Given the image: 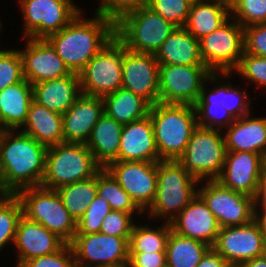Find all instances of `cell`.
Returning <instances> with one entry per match:
<instances>
[{"label":"cell","instance_id":"31","mask_svg":"<svg viewBox=\"0 0 266 267\" xmlns=\"http://www.w3.org/2000/svg\"><path fill=\"white\" fill-rule=\"evenodd\" d=\"M102 99L104 113L122 125L149 115L151 105L142 97L122 87Z\"/></svg>","mask_w":266,"mask_h":267},{"label":"cell","instance_id":"41","mask_svg":"<svg viewBox=\"0 0 266 267\" xmlns=\"http://www.w3.org/2000/svg\"><path fill=\"white\" fill-rule=\"evenodd\" d=\"M23 80V60L19 50H0V91Z\"/></svg>","mask_w":266,"mask_h":267},{"label":"cell","instance_id":"5","mask_svg":"<svg viewBox=\"0 0 266 267\" xmlns=\"http://www.w3.org/2000/svg\"><path fill=\"white\" fill-rule=\"evenodd\" d=\"M198 183L178 161L157 162L156 196L147 215L170 223L196 196Z\"/></svg>","mask_w":266,"mask_h":267},{"label":"cell","instance_id":"15","mask_svg":"<svg viewBox=\"0 0 266 267\" xmlns=\"http://www.w3.org/2000/svg\"><path fill=\"white\" fill-rule=\"evenodd\" d=\"M129 238L102 233L75 234L69 244L77 267H96L129 260Z\"/></svg>","mask_w":266,"mask_h":267},{"label":"cell","instance_id":"32","mask_svg":"<svg viewBox=\"0 0 266 267\" xmlns=\"http://www.w3.org/2000/svg\"><path fill=\"white\" fill-rule=\"evenodd\" d=\"M211 247L171 230L166 247V267H196Z\"/></svg>","mask_w":266,"mask_h":267},{"label":"cell","instance_id":"21","mask_svg":"<svg viewBox=\"0 0 266 267\" xmlns=\"http://www.w3.org/2000/svg\"><path fill=\"white\" fill-rule=\"evenodd\" d=\"M13 244L18 251L16 267H21L27 260L55 253L67 243L41 223L31 221L22 215Z\"/></svg>","mask_w":266,"mask_h":267},{"label":"cell","instance_id":"44","mask_svg":"<svg viewBox=\"0 0 266 267\" xmlns=\"http://www.w3.org/2000/svg\"><path fill=\"white\" fill-rule=\"evenodd\" d=\"M132 217L131 213L111 210L101 223L100 233L116 237H130L134 226Z\"/></svg>","mask_w":266,"mask_h":267},{"label":"cell","instance_id":"2","mask_svg":"<svg viewBox=\"0 0 266 267\" xmlns=\"http://www.w3.org/2000/svg\"><path fill=\"white\" fill-rule=\"evenodd\" d=\"M15 131L3 130L0 135V194L41 186L45 175L47 147Z\"/></svg>","mask_w":266,"mask_h":267},{"label":"cell","instance_id":"48","mask_svg":"<svg viewBox=\"0 0 266 267\" xmlns=\"http://www.w3.org/2000/svg\"><path fill=\"white\" fill-rule=\"evenodd\" d=\"M149 0H101L95 11L116 17L121 11L135 5H145Z\"/></svg>","mask_w":266,"mask_h":267},{"label":"cell","instance_id":"35","mask_svg":"<svg viewBox=\"0 0 266 267\" xmlns=\"http://www.w3.org/2000/svg\"><path fill=\"white\" fill-rule=\"evenodd\" d=\"M97 194L109 203L112 210L132 215L137 212L144 213L106 168H101L97 172Z\"/></svg>","mask_w":266,"mask_h":267},{"label":"cell","instance_id":"18","mask_svg":"<svg viewBox=\"0 0 266 267\" xmlns=\"http://www.w3.org/2000/svg\"><path fill=\"white\" fill-rule=\"evenodd\" d=\"M263 155L246 151H227L220 176L222 186L257 199L262 181Z\"/></svg>","mask_w":266,"mask_h":267},{"label":"cell","instance_id":"38","mask_svg":"<svg viewBox=\"0 0 266 267\" xmlns=\"http://www.w3.org/2000/svg\"><path fill=\"white\" fill-rule=\"evenodd\" d=\"M231 83L218 85V102L231 114L234 119L251 114L250 98L246 89L242 92Z\"/></svg>","mask_w":266,"mask_h":267},{"label":"cell","instance_id":"42","mask_svg":"<svg viewBox=\"0 0 266 267\" xmlns=\"http://www.w3.org/2000/svg\"><path fill=\"white\" fill-rule=\"evenodd\" d=\"M231 16L243 28L266 23V0H238Z\"/></svg>","mask_w":266,"mask_h":267},{"label":"cell","instance_id":"54","mask_svg":"<svg viewBox=\"0 0 266 267\" xmlns=\"http://www.w3.org/2000/svg\"><path fill=\"white\" fill-rule=\"evenodd\" d=\"M96 267H131V264H130L129 260H127V261L117 263V264L100 265V266H96Z\"/></svg>","mask_w":266,"mask_h":267},{"label":"cell","instance_id":"43","mask_svg":"<svg viewBox=\"0 0 266 267\" xmlns=\"http://www.w3.org/2000/svg\"><path fill=\"white\" fill-rule=\"evenodd\" d=\"M234 71L259 88L266 87V57L243 53Z\"/></svg>","mask_w":266,"mask_h":267},{"label":"cell","instance_id":"14","mask_svg":"<svg viewBox=\"0 0 266 267\" xmlns=\"http://www.w3.org/2000/svg\"><path fill=\"white\" fill-rule=\"evenodd\" d=\"M264 233L257 218L241 226L220 228L213 248L230 266L240 267L245 261L263 256Z\"/></svg>","mask_w":266,"mask_h":267},{"label":"cell","instance_id":"11","mask_svg":"<svg viewBox=\"0 0 266 267\" xmlns=\"http://www.w3.org/2000/svg\"><path fill=\"white\" fill-rule=\"evenodd\" d=\"M199 48L211 72L232 74L244 53V28L230 16L217 30L199 39Z\"/></svg>","mask_w":266,"mask_h":267},{"label":"cell","instance_id":"27","mask_svg":"<svg viewBox=\"0 0 266 267\" xmlns=\"http://www.w3.org/2000/svg\"><path fill=\"white\" fill-rule=\"evenodd\" d=\"M23 133L31 136L40 144L48 147L64 143L62 114L31 102Z\"/></svg>","mask_w":266,"mask_h":267},{"label":"cell","instance_id":"23","mask_svg":"<svg viewBox=\"0 0 266 267\" xmlns=\"http://www.w3.org/2000/svg\"><path fill=\"white\" fill-rule=\"evenodd\" d=\"M118 161H161L150 115L123 125Z\"/></svg>","mask_w":266,"mask_h":267},{"label":"cell","instance_id":"16","mask_svg":"<svg viewBox=\"0 0 266 267\" xmlns=\"http://www.w3.org/2000/svg\"><path fill=\"white\" fill-rule=\"evenodd\" d=\"M105 168L143 212L151 206L157 190V162L112 161Z\"/></svg>","mask_w":266,"mask_h":267},{"label":"cell","instance_id":"45","mask_svg":"<svg viewBox=\"0 0 266 267\" xmlns=\"http://www.w3.org/2000/svg\"><path fill=\"white\" fill-rule=\"evenodd\" d=\"M21 267H77V264L70 244H66L55 253L27 260Z\"/></svg>","mask_w":266,"mask_h":267},{"label":"cell","instance_id":"24","mask_svg":"<svg viewBox=\"0 0 266 267\" xmlns=\"http://www.w3.org/2000/svg\"><path fill=\"white\" fill-rule=\"evenodd\" d=\"M33 100L49 110L64 114L81 95L79 74L33 84Z\"/></svg>","mask_w":266,"mask_h":267},{"label":"cell","instance_id":"57","mask_svg":"<svg viewBox=\"0 0 266 267\" xmlns=\"http://www.w3.org/2000/svg\"><path fill=\"white\" fill-rule=\"evenodd\" d=\"M2 131H3V129H2L1 126H0V135H1Z\"/></svg>","mask_w":266,"mask_h":267},{"label":"cell","instance_id":"4","mask_svg":"<svg viewBox=\"0 0 266 267\" xmlns=\"http://www.w3.org/2000/svg\"><path fill=\"white\" fill-rule=\"evenodd\" d=\"M177 27L145 5H135L115 17V36L134 52L155 54Z\"/></svg>","mask_w":266,"mask_h":267},{"label":"cell","instance_id":"49","mask_svg":"<svg viewBox=\"0 0 266 267\" xmlns=\"http://www.w3.org/2000/svg\"><path fill=\"white\" fill-rule=\"evenodd\" d=\"M230 265L225 261L213 247L210 248L202 257L201 262L196 267H229Z\"/></svg>","mask_w":266,"mask_h":267},{"label":"cell","instance_id":"53","mask_svg":"<svg viewBox=\"0 0 266 267\" xmlns=\"http://www.w3.org/2000/svg\"><path fill=\"white\" fill-rule=\"evenodd\" d=\"M211 1H214L216 3H219V4L227 7L230 11L238 2V0H211Z\"/></svg>","mask_w":266,"mask_h":267},{"label":"cell","instance_id":"17","mask_svg":"<svg viewBox=\"0 0 266 267\" xmlns=\"http://www.w3.org/2000/svg\"><path fill=\"white\" fill-rule=\"evenodd\" d=\"M121 87L142 97L151 106L159 101V63L155 54L128 50L123 44Z\"/></svg>","mask_w":266,"mask_h":267},{"label":"cell","instance_id":"37","mask_svg":"<svg viewBox=\"0 0 266 267\" xmlns=\"http://www.w3.org/2000/svg\"><path fill=\"white\" fill-rule=\"evenodd\" d=\"M22 215V202L16 194H0V250L9 242L14 243Z\"/></svg>","mask_w":266,"mask_h":267},{"label":"cell","instance_id":"29","mask_svg":"<svg viewBox=\"0 0 266 267\" xmlns=\"http://www.w3.org/2000/svg\"><path fill=\"white\" fill-rule=\"evenodd\" d=\"M122 129V124L105 113L92 129L86 146L102 168L112 161H118Z\"/></svg>","mask_w":266,"mask_h":267},{"label":"cell","instance_id":"30","mask_svg":"<svg viewBox=\"0 0 266 267\" xmlns=\"http://www.w3.org/2000/svg\"><path fill=\"white\" fill-rule=\"evenodd\" d=\"M231 15L230 10L211 0H194L184 28L196 39L217 30Z\"/></svg>","mask_w":266,"mask_h":267},{"label":"cell","instance_id":"55","mask_svg":"<svg viewBox=\"0 0 266 267\" xmlns=\"http://www.w3.org/2000/svg\"><path fill=\"white\" fill-rule=\"evenodd\" d=\"M261 183H266V154L262 158V181Z\"/></svg>","mask_w":266,"mask_h":267},{"label":"cell","instance_id":"39","mask_svg":"<svg viewBox=\"0 0 266 267\" xmlns=\"http://www.w3.org/2000/svg\"><path fill=\"white\" fill-rule=\"evenodd\" d=\"M193 0H149L150 9L176 27H184Z\"/></svg>","mask_w":266,"mask_h":267},{"label":"cell","instance_id":"34","mask_svg":"<svg viewBox=\"0 0 266 267\" xmlns=\"http://www.w3.org/2000/svg\"><path fill=\"white\" fill-rule=\"evenodd\" d=\"M56 191L61 197L65 208L77 221L84 215L89 204L98 195L97 173L88 179L64 185Z\"/></svg>","mask_w":266,"mask_h":267},{"label":"cell","instance_id":"1","mask_svg":"<svg viewBox=\"0 0 266 267\" xmlns=\"http://www.w3.org/2000/svg\"><path fill=\"white\" fill-rule=\"evenodd\" d=\"M81 13L46 38L69 71L76 74L115 37L114 16L96 11L94 18L84 19Z\"/></svg>","mask_w":266,"mask_h":267},{"label":"cell","instance_id":"20","mask_svg":"<svg viewBox=\"0 0 266 267\" xmlns=\"http://www.w3.org/2000/svg\"><path fill=\"white\" fill-rule=\"evenodd\" d=\"M170 224L176 234L203 242L211 248L220 230L214 214L198 194Z\"/></svg>","mask_w":266,"mask_h":267},{"label":"cell","instance_id":"28","mask_svg":"<svg viewBox=\"0 0 266 267\" xmlns=\"http://www.w3.org/2000/svg\"><path fill=\"white\" fill-rule=\"evenodd\" d=\"M159 65H204L199 40L184 27H177L155 53Z\"/></svg>","mask_w":266,"mask_h":267},{"label":"cell","instance_id":"46","mask_svg":"<svg viewBox=\"0 0 266 267\" xmlns=\"http://www.w3.org/2000/svg\"><path fill=\"white\" fill-rule=\"evenodd\" d=\"M244 53L266 57V23L244 28Z\"/></svg>","mask_w":266,"mask_h":267},{"label":"cell","instance_id":"36","mask_svg":"<svg viewBox=\"0 0 266 267\" xmlns=\"http://www.w3.org/2000/svg\"><path fill=\"white\" fill-rule=\"evenodd\" d=\"M172 230L171 224L165 222L157 229L146 225H135L129 238V253L166 252L167 241Z\"/></svg>","mask_w":266,"mask_h":267},{"label":"cell","instance_id":"7","mask_svg":"<svg viewBox=\"0 0 266 267\" xmlns=\"http://www.w3.org/2000/svg\"><path fill=\"white\" fill-rule=\"evenodd\" d=\"M23 206V215L41 223L69 244L76 234V220L63 205L56 190L42 186L28 187L16 194Z\"/></svg>","mask_w":266,"mask_h":267},{"label":"cell","instance_id":"40","mask_svg":"<svg viewBox=\"0 0 266 267\" xmlns=\"http://www.w3.org/2000/svg\"><path fill=\"white\" fill-rule=\"evenodd\" d=\"M111 210L109 203L97 195L84 215L76 221V234L100 233L101 223Z\"/></svg>","mask_w":266,"mask_h":267},{"label":"cell","instance_id":"13","mask_svg":"<svg viewBox=\"0 0 266 267\" xmlns=\"http://www.w3.org/2000/svg\"><path fill=\"white\" fill-rule=\"evenodd\" d=\"M214 214L220 228L241 226L256 218V199L222 186L216 180H206L197 189Z\"/></svg>","mask_w":266,"mask_h":267},{"label":"cell","instance_id":"8","mask_svg":"<svg viewBox=\"0 0 266 267\" xmlns=\"http://www.w3.org/2000/svg\"><path fill=\"white\" fill-rule=\"evenodd\" d=\"M230 72H211L205 65H159V101L168 104L192 105L197 102L205 82L216 83L219 75Z\"/></svg>","mask_w":266,"mask_h":267},{"label":"cell","instance_id":"33","mask_svg":"<svg viewBox=\"0 0 266 267\" xmlns=\"http://www.w3.org/2000/svg\"><path fill=\"white\" fill-rule=\"evenodd\" d=\"M205 86L204 83L200 91V96L194 104L197 125L202 128L215 130H221L225 126V128H227L235 121V119L218 102V86H216L213 91L211 90L209 94L207 93L208 91Z\"/></svg>","mask_w":266,"mask_h":267},{"label":"cell","instance_id":"3","mask_svg":"<svg viewBox=\"0 0 266 267\" xmlns=\"http://www.w3.org/2000/svg\"><path fill=\"white\" fill-rule=\"evenodd\" d=\"M149 115L160 160L177 161L198 127L195 107L158 102L150 107Z\"/></svg>","mask_w":266,"mask_h":267},{"label":"cell","instance_id":"47","mask_svg":"<svg viewBox=\"0 0 266 267\" xmlns=\"http://www.w3.org/2000/svg\"><path fill=\"white\" fill-rule=\"evenodd\" d=\"M131 267H166V252L129 253Z\"/></svg>","mask_w":266,"mask_h":267},{"label":"cell","instance_id":"56","mask_svg":"<svg viewBox=\"0 0 266 267\" xmlns=\"http://www.w3.org/2000/svg\"><path fill=\"white\" fill-rule=\"evenodd\" d=\"M263 256L266 258V240L264 242Z\"/></svg>","mask_w":266,"mask_h":267},{"label":"cell","instance_id":"25","mask_svg":"<svg viewBox=\"0 0 266 267\" xmlns=\"http://www.w3.org/2000/svg\"><path fill=\"white\" fill-rule=\"evenodd\" d=\"M243 116L230 124L224 135L227 151L266 154V117Z\"/></svg>","mask_w":266,"mask_h":267},{"label":"cell","instance_id":"10","mask_svg":"<svg viewBox=\"0 0 266 267\" xmlns=\"http://www.w3.org/2000/svg\"><path fill=\"white\" fill-rule=\"evenodd\" d=\"M123 43L115 36L79 73L81 94L103 98L122 84Z\"/></svg>","mask_w":266,"mask_h":267},{"label":"cell","instance_id":"12","mask_svg":"<svg viewBox=\"0 0 266 267\" xmlns=\"http://www.w3.org/2000/svg\"><path fill=\"white\" fill-rule=\"evenodd\" d=\"M24 38L46 39L68 25L81 9L72 0H19Z\"/></svg>","mask_w":266,"mask_h":267},{"label":"cell","instance_id":"6","mask_svg":"<svg viewBox=\"0 0 266 267\" xmlns=\"http://www.w3.org/2000/svg\"><path fill=\"white\" fill-rule=\"evenodd\" d=\"M102 167L84 143H61L47 148L45 175L41 186L58 188L88 179Z\"/></svg>","mask_w":266,"mask_h":267},{"label":"cell","instance_id":"52","mask_svg":"<svg viewBox=\"0 0 266 267\" xmlns=\"http://www.w3.org/2000/svg\"><path fill=\"white\" fill-rule=\"evenodd\" d=\"M261 213L258 212V210H256V218L259 220L262 229H263V233H264V238L266 240V207H260Z\"/></svg>","mask_w":266,"mask_h":267},{"label":"cell","instance_id":"22","mask_svg":"<svg viewBox=\"0 0 266 267\" xmlns=\"http://www.w3.org/2000/svg\"><path fill=\"white\" fill-rule=\"evenodd\" d=\"M103 114L102 98L81 94L69 110L62 114L64 143L86 144Z\"/></svg>","mask_w":266,"mask_h":267},{"label":"cell","instance_id":"26","mask_svg":"<svg viewBox=\"0 0 266 267\" xmlns=\"http://www.w3.org/2000/svg\"><path fill=\"white\" fill-rule=\"evenodd\" d=\"M33 101V86L26 79L0 91V126L17 130L24 125Z\"/></svg>","mask_w":266,"mask_h":267},{"label":"cell","instance_id":"19","mask_svg":"<svg viewBox=\"0 0 266 267\" xmlns=\"http://www.w3.org/2000/svg\"><path fill=\"white\" fill-rule=\"evenodd\" d=\"M26 44L25 49L19 52L23 60L24 79L32 85L71 73L46 39L29 38Z\"/></svg>","mask_w":266,"mask_h":267},{"label":"cell","instance_id":"9","mask_svg":"<svg viewBox=\"0 0 266 267\" xmlns=\"http://www.w3.org/2000/svg\"><path fill=\"white\" fill-rule=\"evenodd\" d=\"M226 153L224 135L220 130L198 126L177 161L199 182L216 180L222 172Z\"/></svg>","mask_w":266,"mask_h":267},{"label":"cell","instance_id":"51","mask_svg":"<svg viewBox=\"0 0 266 267\" xmlns=\"http://www.w3.org/2000/svg\"><path fill=\"white\" fill-rule=\"evenodd\" d=\"M258 207H266V183L260 184L259 195L256 199V210L259 209Z\"/></svg>","mask_w":266,"mask_h":267},{"label":"cell","instance_id":"50","mask_svg":"<svg viewBox=\"0 0 266 267\" xmlns=\"http://www.w3.org/2000/svg\"><path fill=\"white\" fill-rule=\"evenodd\" d=\"M240 267H266V258L264 256L255 257L245 261Z\"/></svg>","mask_w":266,"mask_h":267}]
</instances>
